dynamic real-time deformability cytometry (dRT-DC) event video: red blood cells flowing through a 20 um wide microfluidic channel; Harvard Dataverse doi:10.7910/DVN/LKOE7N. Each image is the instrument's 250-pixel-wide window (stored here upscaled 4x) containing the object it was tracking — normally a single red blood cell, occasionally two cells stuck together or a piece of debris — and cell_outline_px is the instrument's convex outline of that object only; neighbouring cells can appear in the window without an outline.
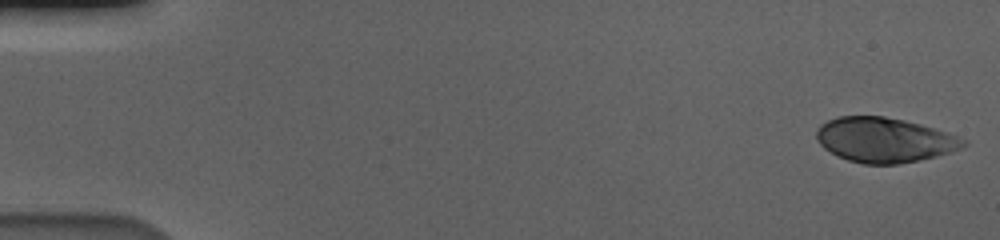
{"species": "human", "species_latin": "Homo sapiens", "temperature_condition": "cold", "stored_images_in_passage": 57, "camera_frame_rate_fps": 3000, "um_per_image_px": 0.085, "donor": {"sex": "male"}, "frame": {"image": 1, "passage_image": 1, "time_ms": 0.0, "image_size_px": [1000, 240], "cell_outline_px": [[968, 144], [952, 152], [920, 160], [896, 164], [864, 164], [848, 160], [836, 156], [824, 148], [820, 144], [816, 136], [816, 132], [820, 124], [836, 116], [884, 116], [904, 120], [920, 124], [956, 136], [964, 140]], "centroid_in_image_um": [75.13, 11.9], "position_along_channel_um": 9.9, "area_um2": 38.21}}
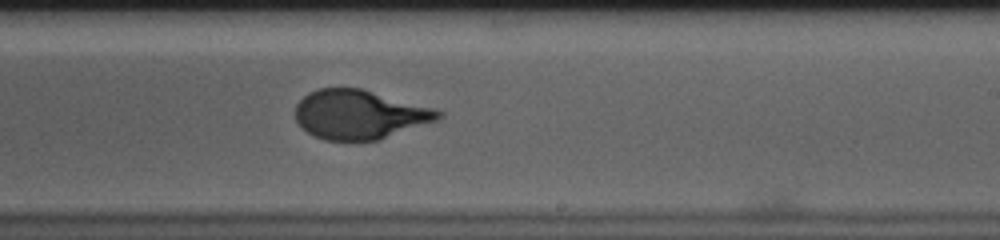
{"frame": {"image": 2, "passage_image": 35, "time_ms": 11.333, "image_size_px": [1000, 240], "cell_outline_px": [[444, 116], [436, 120], [380, 140], [324, 140], [308, 132], [296, 120], [296, 104], [308, 92], [320, 88], [360, 88], [436, 108], [444, 112]], "centroid_in_image_um": [30.59, 9.72], "position_along_channel_um": 258.4, "area_um2": 40.81}}
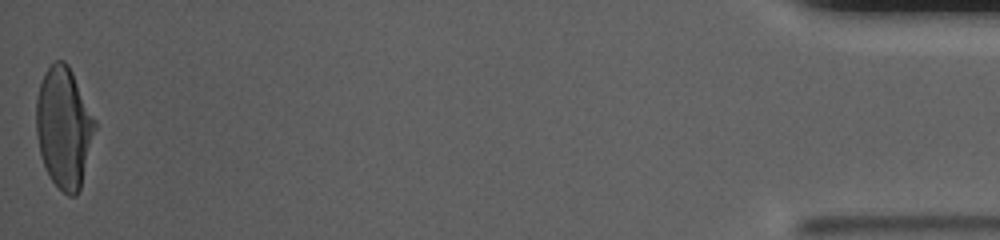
{"frame": {"image": 3, "passage_image": 57, "time_ms": 18.667, "image_size_px": [1000, 240], "cell_outline_px": [[96, 128], [80, 188], [76, 196], [68, 196], [52, 180], [44, 164], [40, 152], [36, 136], [36, 96], [44, 72], [56, 60], [64, 60], [68, 64], [96, 120]], "centroid_in_image_um": [5.43, 10.81], "position_along_channel_um": 429.8, "area_um2": 41.1}, "authors_computed_cell_mechanics": {"area_um2": 40.9224, "velocity_mm_per_s": 3.5889, "shape_relaxation_time_tau1_ms": 4.2077, "shape_relaxation_time_tau2_ms": null, "deformation_change_tau1": 0.1982, "deformation_change_tau2": null}}